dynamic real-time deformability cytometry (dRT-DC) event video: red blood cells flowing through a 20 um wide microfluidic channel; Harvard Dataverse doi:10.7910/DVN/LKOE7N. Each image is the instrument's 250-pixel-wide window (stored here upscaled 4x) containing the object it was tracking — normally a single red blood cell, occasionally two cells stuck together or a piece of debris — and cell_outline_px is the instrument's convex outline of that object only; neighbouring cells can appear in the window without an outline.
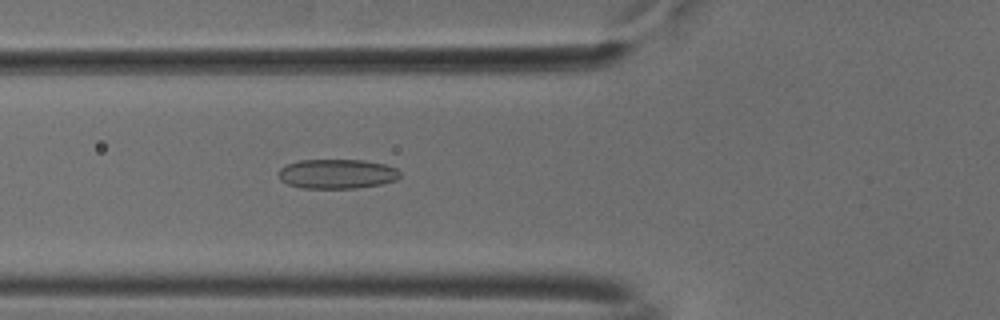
{"species": "common noctule bat (a hibernating species)", "species_latin": "Nyctalus noctula", "temperature_condition": "cold", "stored_images_in_passage": 44, "camera_frame_rate_fps": 3000, "um_per_image_px": 0.085, "animal": {"sex": "male", "body_mass_g": 18.8}, "frame": {"image": 1, "passage_image": 10, "time_ms": 3.0, "image_size_px": [1000, 320], "cell_outline_px": [[400, 176], [396, 180], [380, 184], [356, 188], [304, 188], [288, 184], [280, 180], [280, 168], [288, 164], [300, 160], [364, 160], [384, 164], [396, 168], [400, 172]], "centroid_in_image_um": [28.66, 14.78], "position_along_channel_um": 97.1, "area_um2": 20.75}}
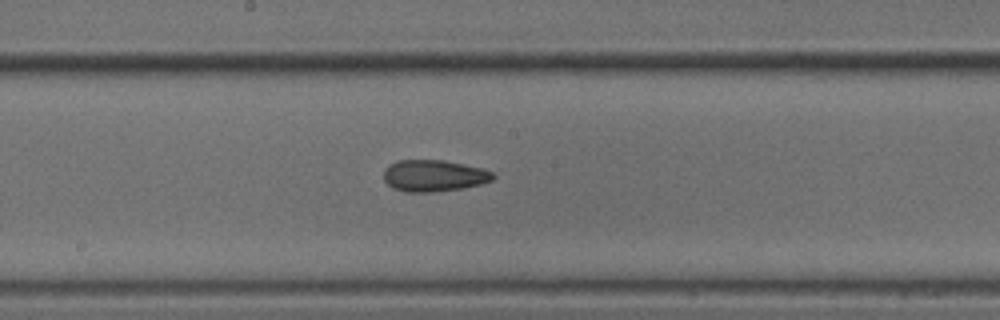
{"frame": {"image": 2, "passage_image": 19, "time_ms": 6.0, "image_size_px": [1000, 320], "cell_outline_px": [[496, 176], [492, 180], [480, 184], [464, 188], [432, 192], [404, 192], [392, 188], [384, 180], [384, 168], [388, 164], [396, 160], [444, 160], [484, 168], [492, 172]], "centroid_in_image_um": [36.86, 14.93], "position_along_channel_um": 211.3, "area_um2": 20.4}}
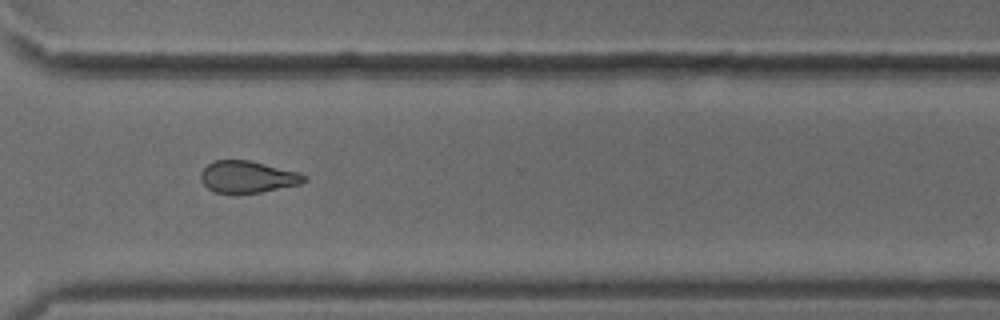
{"frame": {"image": 3, "passage_image": 30, "time_ms": 9.667, "image_size_px": [1000, 320], "cell_outline_px": [[308, 180], [300, 184], [260, 192], [216, 192], [208, 188], [200, 180], [200, 172], [208, 164], [216, 160], [248, 160], [300, 172], [308, 176]], "centroid_in_image_um": [21.08, 15.02], "position_along_channel_um": 349.5, "area_um2": 19.02}, "authors_computed_cell_mechanics": {"area_um2": 19.9121, "velocity_mm_per_s": 3.7806, "shape_relaxation_time_tau1_ms": 9.9224, "shape_relaxation_time_tau2_ms": 4.9769, "deformation_change_tau1": 0.1565, "deformation_change_tau2": 0.123}}